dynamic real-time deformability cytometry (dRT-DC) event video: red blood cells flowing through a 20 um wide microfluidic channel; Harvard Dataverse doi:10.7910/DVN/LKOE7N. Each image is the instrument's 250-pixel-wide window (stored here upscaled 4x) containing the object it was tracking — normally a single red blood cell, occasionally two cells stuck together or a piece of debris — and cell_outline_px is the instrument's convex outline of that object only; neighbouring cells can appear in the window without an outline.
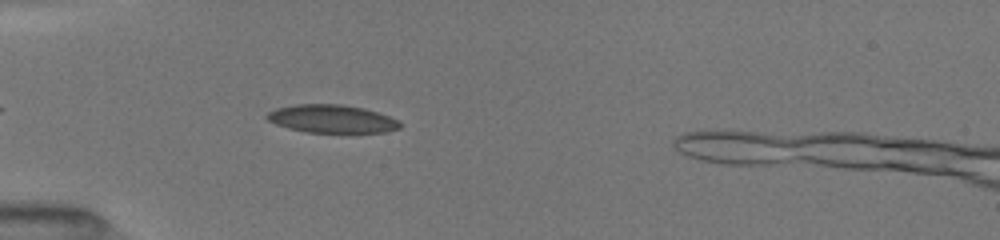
{"species": "common noctule bat (a hibernating species)", "species_latin": "Nyctalus noctula", "temperature_condition": "room temperature", "stored_images_in_passage": 38, "camera_frame_rate_fps": 3000, "um_per_image_px": 0.085, "animal": {"sex": "female", "body_mass_g": 19.5, "forearm_length_mm": 54.1}, "frame": {"image": 1, "passage_image": 5, "time_ms": 1.333, "image_size_px": [1000, 240], "cell_outline_px": [[400, 128], [384, 132], [308, 132], [288, 128], [276, 124], [268, 120], [264, 116], [268, 112], [276, 108], [296, 104], [344, 104], [364, 108], [388, 116], [396, 120], [400, 124]], "centroid_in_image_um": [28.16, 10.09], "position_along_channel_um": 56.8, "area_um2": 21.56}}
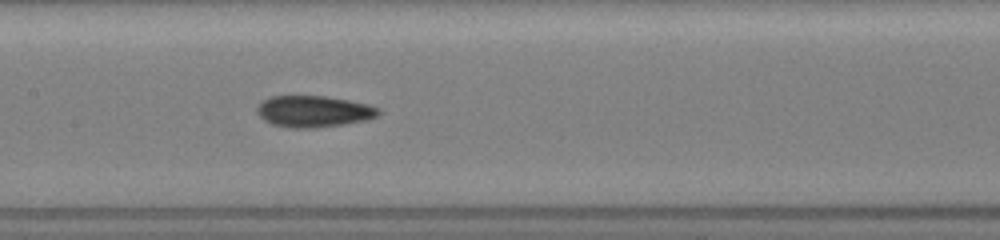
{"frame": {"image": 2, "passage_image": 15, "time_ms": 4.667, "image_size_px": [1000, 240], "cell_outline_px": [[380, 112], [376, 116], [368, 120], [316, 128], [292, 128], [272, 124], [264, 120], [256, 112], [256, 108], [264, 100], [272, 96], [324, 96], [348, 100], [368, 104], [380, 108]], "centroid_in_image_um": [26.67, 9.47], "position_along_channel_um": 180.7, "area_um2": 22.2}}
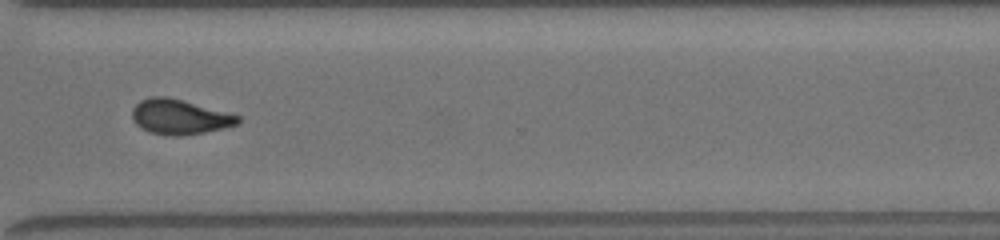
{"frame": {"image": 3, "passage_image": 28, "time_ms": 9.0, "image_size_px": [1000, 240], "cell_outline_px": [[240, 124], [224, 128], [204, 132], [180, 136], [172, 136], [148, 132], [140, 128], [132, 120], [132, 108], [140, 100], [152, 96], [168, 96], [240, 116]], "centroid_in_image_um": [15.23, 9.94], "position_along_channel_um": 355.4, "area_um2": 21.62}}